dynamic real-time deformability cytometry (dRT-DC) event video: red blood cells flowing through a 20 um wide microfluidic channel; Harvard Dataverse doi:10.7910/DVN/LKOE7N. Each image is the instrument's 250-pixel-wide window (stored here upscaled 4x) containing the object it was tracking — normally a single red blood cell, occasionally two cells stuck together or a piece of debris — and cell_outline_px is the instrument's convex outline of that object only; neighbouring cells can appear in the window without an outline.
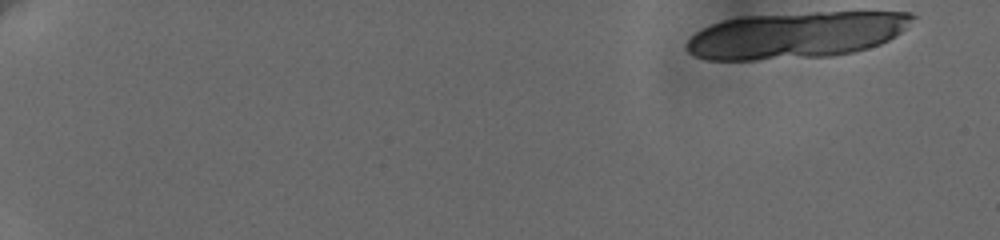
{"species": "human", "species_latin": "Homo sapiens", "temperature_condition": "cold", "stored_images_in_passage": 25, "camera_frame_rate_fps": 3000, "um_per_image_px": 0.085, "donor": {"sex": "female"}, "frame": {"image": 1, "passage_image": 1, "time_ms": 0.0, "image_size_px": [1000, 240], "cell_outline_px": [[916, 16], [900, 32], [888, 40], [880, 44], [868, 48], [852, 52], [832, 56], [756, 60], [708, 60], [696, 56], [688, 52], [684, 48], [684, 44], [696, 32], [712, 24], [724, 20], [744, 16], [812, 12], [912, 12]], "centroid_in_image_um": [67.63, 2.98], "position_along_channel_um": 17.4, "area_um2": 61.15}}
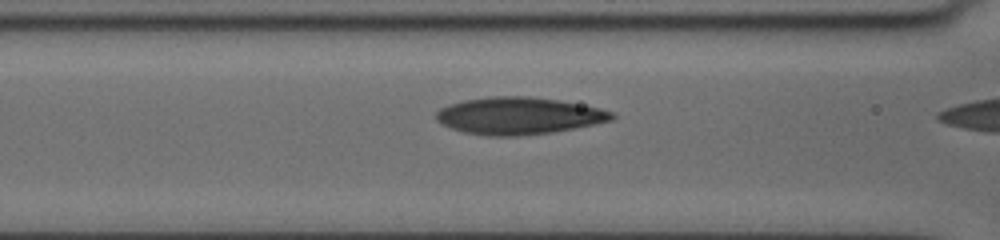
{"frame": {"image": 2, "passage_image": 23, "time_ms": 7.333, "image_size_px": [1000, 240], "cell_outline_px": [[616, 116], [612, 120], [552, 132], [516, 136], [488, 136], [464, 132], [440, 124], [436, 120], [436, 112], [440, 108], [448, 104], [464, 100], [488, 96], [528, 96], [556, 100], [600, 108], [612, 112]], "centroid_in_image_um": [44.03, 9.84], "position_along_channel_um": 122.6, "area_um2": 37.8}}